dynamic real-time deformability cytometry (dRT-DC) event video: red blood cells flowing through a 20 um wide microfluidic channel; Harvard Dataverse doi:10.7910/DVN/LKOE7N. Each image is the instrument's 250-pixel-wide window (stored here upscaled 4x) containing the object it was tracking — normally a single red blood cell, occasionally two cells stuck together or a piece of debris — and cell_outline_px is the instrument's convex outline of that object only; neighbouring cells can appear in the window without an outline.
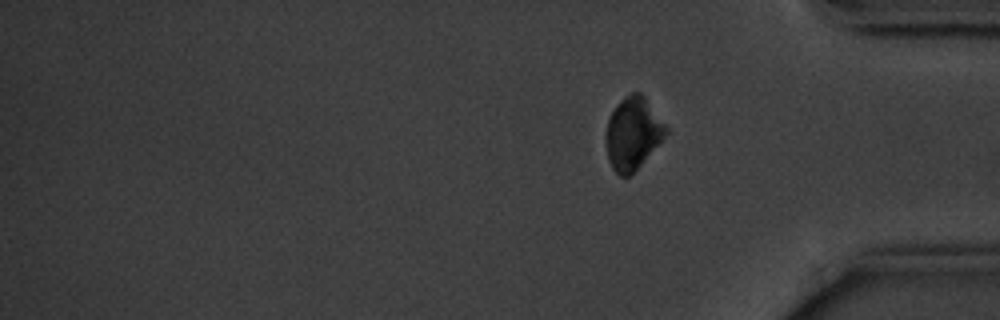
{"species": "common noctule bat (a hibernating species)", "species_latin": "Nyctalus noctula", "temperature_condition": "cold", "stored_images_in_passage": 16, "camera_frame_rate_fps": 3000, "um_per_image_px": 0.085, "animal": {"sex": "male", "body_mass_g": 20.1, "forearm_length_mm": 53.5}, "frame": {"image": 1, "passage_image": 16, "time_ms": 19.333, "image_size_px": [1000, 320], "cell_outline_px": [[668, 132], [640, 164], [628, 176], [620, 176], [612, 168], [608, 160], [608, 120], [616, 104], [632, 92], [640, 92], [644, 96], [668, 128]], "centroid_in_image_um": [53.81, 11.31], "position_along_channel_um": 381.4, "area_um2": 24.28}, "authors_computed_cell_mechanics": {"area_um2": 19.6809, "velocity_mm_per_s": 3.5416, "shape_relaxation_time_tau1_ms": 1.1246, "shape_relaxation_time_tau2_ms": null, "deformation_change_tau1": 0.0618, "deformation_change_tau2": null}}